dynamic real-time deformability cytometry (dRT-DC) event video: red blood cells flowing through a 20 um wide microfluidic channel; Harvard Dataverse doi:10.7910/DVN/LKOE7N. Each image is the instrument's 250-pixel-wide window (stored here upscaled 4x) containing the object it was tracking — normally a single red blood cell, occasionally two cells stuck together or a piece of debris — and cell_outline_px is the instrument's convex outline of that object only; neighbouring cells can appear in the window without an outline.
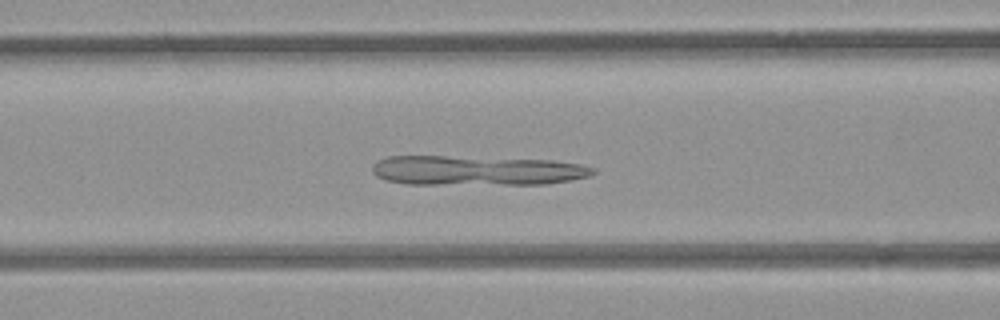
{"species": "common noctule bat (a hibernating species)", "species_latin": "Nyctalus noctula", "temperature_condition": "room temperature", "stored_images_in_passage": 48, "camera_frame_rate_fps": 3000, "um_per_image_px": 0.085, "animal": {"sex": "female", "body_mass_g": 21.9}, "frame": {"image": 1, "passage_image": 15, "time_ms": 4.667, "image_size_px": [1000, 320], "cell_outline_px": [[596, 172], [588, 176], [572, 180], [548, 184], [408, 184], [388, 180], [376, 176], [372, 172], [372, 164], [388, 156], [444, 156], [548, 160], [580, 164], [596, 168]], "centroid_in_image_um": [40.53, 14.5], "position_along_channel_um": 126.1, "area_um2": 38.09}}
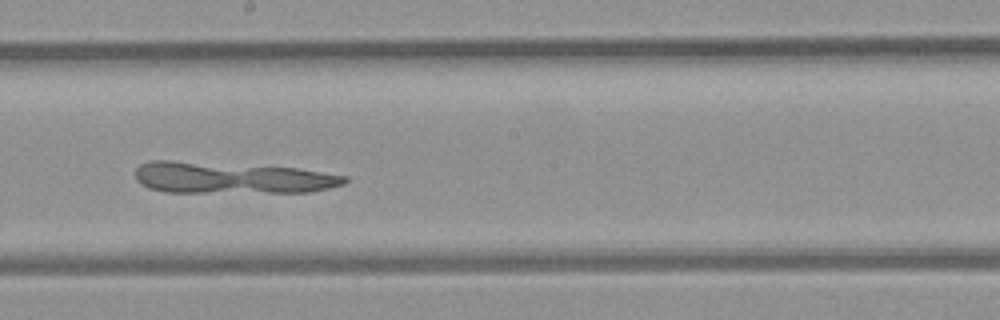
{"frame": {"image": 2, "passage_image": 23, "time_ms": 7.333, "image_size_px": [1000, 320], "cell_outline_px": [[348, 180], [344, 184], [312, 192], [164, 192], [148, 188], [140, 184], [136, 180], [136, 168], [140, 164], [148, 160], [172, 160], [296, 168], [348, 176]], "centroid_in_image_um": [19.65, 15.11], "position_along_channel_um": 228.6, "area_um2": 38.55}}
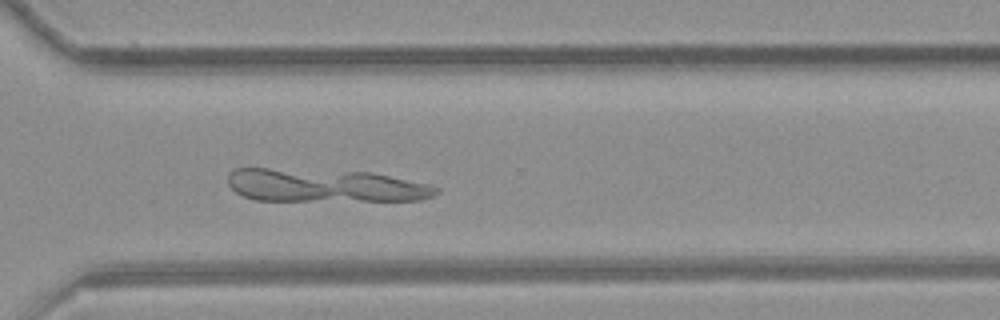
{"frame": {"image": 3, "passage_image": 32, "time_ms": 10.333, "image_size_px": [1000, 320], "cell_outline_px": [[440, 192], [432, 196], [420, 200], [256, 200], [244, 196], [236, 192], [228, 184], [228, 172], [236, 168], [268, 168], [372, 172], [428, 184], [440, 188]], "centroid_in_image_um": [27.6, 15.76], "position_along_channel_um": 343.0, "area_um2": 40.06}}